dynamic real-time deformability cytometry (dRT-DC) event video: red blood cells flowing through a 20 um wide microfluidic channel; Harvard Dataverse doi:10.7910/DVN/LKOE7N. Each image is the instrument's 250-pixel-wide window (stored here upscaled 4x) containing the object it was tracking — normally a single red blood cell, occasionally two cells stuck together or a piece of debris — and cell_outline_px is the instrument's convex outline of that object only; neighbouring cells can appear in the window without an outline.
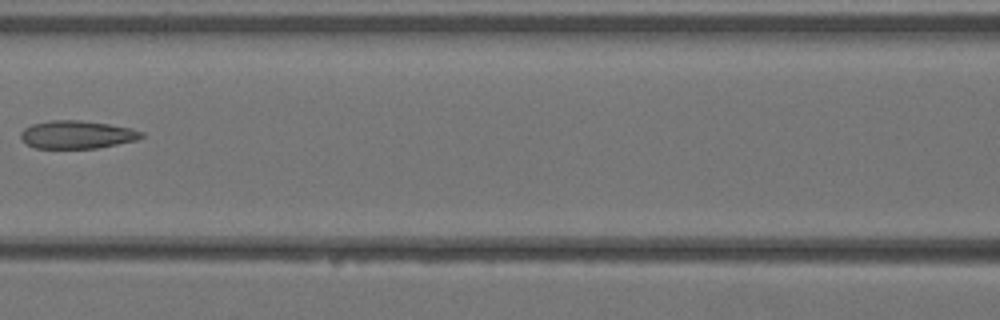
{"species": "Egyptian fruit bat (a non-hibernating species)", "species_latin": "Rousettus aegyptiacus", "temperature_condition": "warm", "stored_images_in_passage": 4, "camera_frame_rate_fps": 3000, "um_per_image_px": 0.085, "animal": {"sex": "female"}, "frame": {"image": 1, "passage_image": 4, "time_ms": 1.0, "image_size_px": [1000, 320], "cell_outline_px": [[144, 136], [136, 140], [96, 148], [36, 148], [28, 144], [20, 136], [20, 132], [24, 128], [32, 124], [52, 120], [80, 120], [108, 124], [132, 128], [144, 132]], "centroid_in_image_um": [6.55, 11.43], "position_along_channel_um": 160.0, "area_um2": 19.54}}